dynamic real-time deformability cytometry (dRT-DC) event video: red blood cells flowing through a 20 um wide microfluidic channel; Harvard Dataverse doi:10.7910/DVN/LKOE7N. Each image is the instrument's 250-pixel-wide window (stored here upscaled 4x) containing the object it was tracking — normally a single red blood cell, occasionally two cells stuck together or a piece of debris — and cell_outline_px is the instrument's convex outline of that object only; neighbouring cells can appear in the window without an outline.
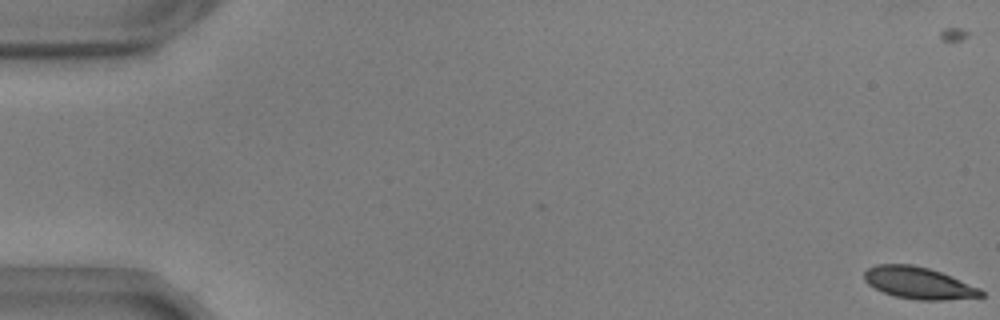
{"species": "common noctule bat (a hibernating species)", "species_latin": "Nyctalus noctula", "temperature_condition": "warm", "stored_images_in_passage": 57, "camera_frame_rate_fps": 3000, "um_per_image_px": 0.085, "animal": {"sex": "male", "body_mass_g": 17.9, "forearm_length_mm": 54.2}, "frame": {"image": 1, "passage_image": 1, "time_ms": 0.0, "image_size_px": [1000, 320], "cell_outline_px": [[984, 296], [944, 300], [916, 300], [896, 296], [884, 292], [868, 284], [864, 280], [864, 272], [868, 268], [876, 264], [912, 264], [928, 268], [940, 272], [980, 288], [984, 292]], "centroid_in_image_um": [78.07, 24.05], "position_along_channel_um": 6.9, "area_um2": 21.5}}
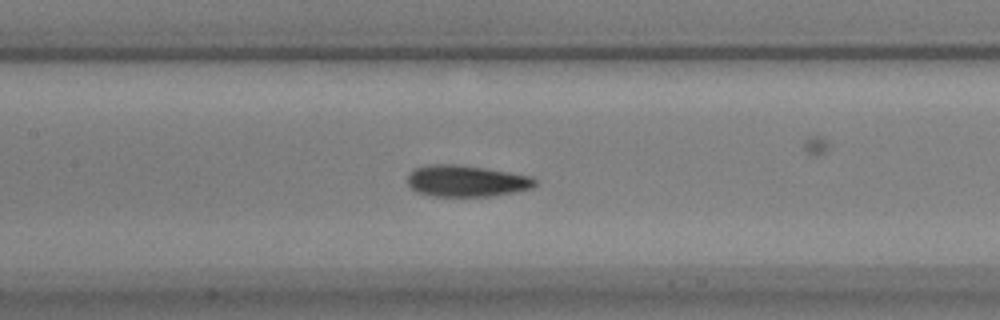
{"frame": {"image": 2, "passage_image": 27, "time_ms": 8.667, "image_size_px": [1000, 320], "cell_outline_px": [[536, 184], [532, 188], [512, 192], [488, 196], [432, 196], [416, 192], [408, 184], [408, 172], [416, 168], [428, 164], [460, 164], [532, 176], [536, 180]], "centroid_in_image_um": [39.61, 15.37], "position_along_channel_um": 167.8, "area_um2": 23.35}}
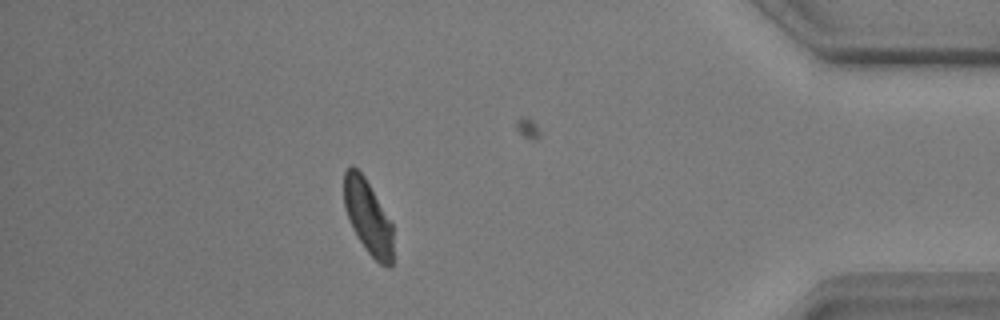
{"frame": {"image": 3, "passage_image": 50, "time_ms": 16.333, "image_size_px": [1000, 320], "cell_outline_px": [[392, 268], [388, 268], [380, 264], [368, 252], [352, 228], [344, 208], [344, 172], [352, 164], [364, 176], [392, 224]], "centroid_in_image_um": [31.26, 18.45], "position_along_channel_um": 403.9, "area_um2": 20.92}, "authors_computed_cell_mechanics": {"area_um2": 22.6576, "velocity_mm_per_s": 3.6288, "shape_relaxation_time_tau1_ms": 3.2369, "shape_relaxation_time_tau2_ms": 1.3281, "deformation_change_tau1": 0.1325, "deformation_change_tau2": 0.0622}}